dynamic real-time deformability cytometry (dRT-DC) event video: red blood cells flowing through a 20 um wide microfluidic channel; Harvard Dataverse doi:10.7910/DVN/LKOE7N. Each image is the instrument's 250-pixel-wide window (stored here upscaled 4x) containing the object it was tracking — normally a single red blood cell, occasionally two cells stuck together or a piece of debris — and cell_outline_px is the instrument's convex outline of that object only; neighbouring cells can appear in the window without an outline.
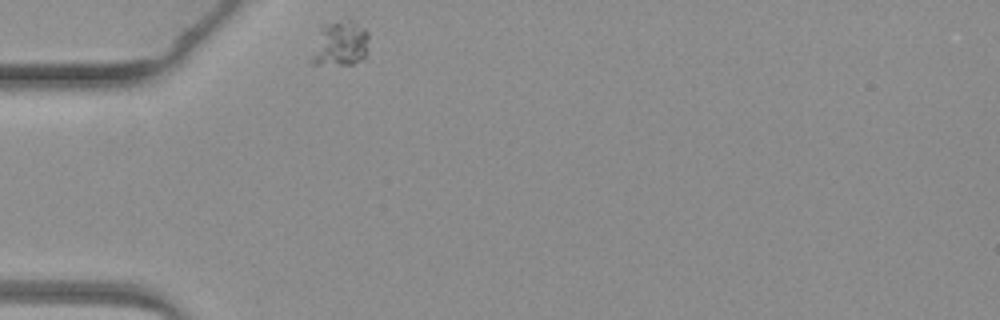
{"species": "common noctule bat (a hibernating species)", "species_latin": "Nyctalus noctula", "temperature_condition": "warm", "stored_images_in_passage": 1, "camera_frame_rate_fps": 3000, "um_per_image_px": 0.085, "animal": {"sex": "female", "body_mass_g": 19.3, "forearm_length_mm": 54.1}, "frame": {"image": 1, "passage_image": 1, "time_ms": 0.0, "image_size_px": [1000, 320], "cell_outline_px": [[368, 40], [364, 56], [352, 64], [308, 64], [308, 60], [320, 24], [344, 16], [352, 20], [364, 28], [368, 32]], "centroid_in_image_um": [28.82, 3.63], "position_along_channel_um": 56.2, "area_um2": 15.84}}